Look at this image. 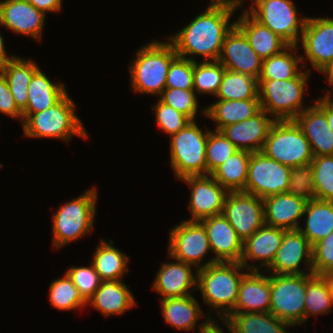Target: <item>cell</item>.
I'll return each mask as SVG.
<instances>
[{
	"label": "cell",
	"mask_w": 333,
	"mask_h": 333,
	"mask_svg": "<svg viewBox=\"0 0 333 333\" xmlns=\"http://www.w3.org/2000/svg\"><path fill=\"white\" fill-rule=\"evenodd\" d=\"M97 189H87L62 204L52 215L53 247L58 249L91 233L96 215Z\"/></svg>",
	"instance_id": "cell-5"
},
{
	"label": "cell",
	"mask_w": 333,
	"mask_h": 333,
	"mask_svg": "<svg viewBox=\"0 0 333 333\" xmlns=\"http://www.w3.org/2000/svg\"><path fill=\"white\" fill-rule=\"evenodd\" d=\"M21 1H25V2L31 3L32 1H36V0H21Z\"/></svg>",
	"instance_id": "cell-58"
},
{
	"label": "cell",
	"mask_w": 333,
	"mask_h": 333,
	"mask_svg": "<svg viewBox=\"0 0 333 333\" xmlns=\"http://www.w3.org/2000/svg\"><path fill=\"white\" fill-rule=\"evenodd\" d=\"M62 1L63 0H36L32 1L31 4L36 7L38 10L46 13L55 12L59 14V11H62Z\"/></svg>",
	"instance_id": "cell-51"
},
{
	"label": "cell",
	"mask_w": 333,
	"mask_h": 333,
	"mask_svg": "<svg viewBox=\"0 0 333 333\" xmlns=\"http://www.w3.org/2000/svg\"><path fill=\"white\" fill-rule=\"evenodd\" d=\"M261 152L289 167L309 164L313 160L309 141L295 120H276Z\"/></svg>",
	"instance_id": "cell-8"
},
{
	"label": "cell",
	"mask_w": 333,
	"mask_h": 333,
	"mask_svg": "<svg viewBox=\"0 0 333 333\" xmlns=\"http://www.w3.org/2000/svg\"><path fill=\"white\" fill-rule=\"evenodd\" d=\"M5 42H4V38L0 33V69L4 66V64L6 62H8L9 60H12L15 56L11 55H7V51L5 49Z\"/></svg>",
	"instance_id": "cell-55"
},
{
	"label": "cell",
	"mask_w": 333,
	"mask_h": 333,
	"mask_svg": "<svg viewBox=\"0 0 333 333\" xmlns=\"http://www.w3.org/2000/svg\"><path fill=\"white\" fill-rule=\"evenodd\" d=\"M204 225L216 262H240L243 241L223 214L200 220Z\"/></svg>",
	"instance_id": "cell-20"
},
{
	"label": "cell",
	"mask_w": 333,
	"mask_h": 333,
	"mask_svg": "<svg viewBox=\"0 0 333 333\" xmlns=\"http://www.w3.org/2000/svg\"><path fill=\"white\" fill-rule=\"evenodd\" d=\"M304 323L309 315H325L332 311L333 298L328 291L324 279L320 275L307 274L305 293Z\"/></svg>",
	"instance_id": "cell-38"
},
{
	"label": "cell",
	"mask_w": 333,
	"mask_h": 333,
	"mask_svg": "<svg viewBox=\"0 0 333 333\" xmlns=\"http://www.w3.org/2000/svg\"><path fill=\"white\" fill-rule=\"evenodd\" d=\"M296 45H288L280 53L263 59L262 69L258 80H288L295 78L301 71L306 68L304 64V56L296 55ZM295 53V55H294Z\"/></svg>",
	"instance_id": "cell-34"
},
{
	"label": "cell",
	"mask_w": 333,
	"mask_h": 333,
	"mask_svg": "<svg viewBox=\"0 0 333 333\" xmlns=\"http://www.w3.org/2000/svg\"><path fill=\"white\" fill-rule=\"evenodd\" d=\"M307 202L288 192L263 199L265 224L287 231L298 230Z\"/></svg>",
	"instance_id": "cell-24"
},
{
	"label": "cell",
	"mask_w": 333,
	"mask_h": 333,
	"mask_svg": "<svg viewBox=\"0 0 333 333\" xmlns=\"http://www.w3.org/2000/svg\"><path fill=\"white\" fill-rule=\"evenodd\" d=\"M328 100L333 103V94L328 98Z\"/></svg>",
	"instance_id": "cell-57"
},
{
	"label": "cell",
	"mask_w": 333,
	"mask_h": 333,
	"mask_svg": "<svg viewBox=\"0 0 333 333\" xmlns=\"http://www.w3.org/2000/svg\"><path fill=\"white\" fill-rule=\"evenodd\" d=\"M309 71L288 80H258L261 109L275 120H294L308 108L303 104Z\"/></svg>",
	"instance_id": "cell-6"
},
{
	"label": "cell",
	"mask_w": 333,
	"mask_h": 333,
	"mask_svg": "<svg viewBox=\"0 0 333 333\" xmlns=\"http://www.w3.org/2000/svg\"><path fill=\"white\" fill-rule=\"evenodd\" d=\"M180 180L186 182L191 189L188 203L191 218L188 221H200L222 214L228 191L210 174L187 176Z\"/></svg>",
	"instance_id": "cell-15"
},
{
	"label": "cell",
	"mask_w": 333,
	"mask_h": 333,
	"mask_svg": "<svg viewBox=\"0 0 333 333\" xmlns=\"http://www.w3.org/2000/svg\"><path fill=\"white\" fill-rule=\"evenodd\" d=\"M222 214L243 242L265 224L263 199L243 191L228 192Z\"/></svg>",
	"instance_id": "cell-13"
},
{
	"label": "cell",
	"mask_w": 333,
	"mask_h": 333,
	"mask_svg": "<svg viewBox=\"0 0 333 333\" xmlns=\"http://www.w3.org/2000/svg\"><path fill=\"white\" fill-rule=\"evenodd\" d=\"M215 97L217 100L259 99L258 79L226 69Z\"/></svg>",
	"instance_id": "cell-37"
},
{
	"label": "cell",
	"mask_w": 333,
	"mask_h": 333,
	"mask_svg": "<svg viewBox=\"0 0 333 333\" xmlns=\"http://www.w3.org/2000/svg\"><path fill=\"white\" fill-rule=\"evenodd\" d=\"M288 193L307 201L316 199L311 163L291 167Z\"/></svg>",
	"instance_id": "cell-44"
},
{
	"label": "cell",
	"mask_w": 333,
	"mask_h": 333,
	"mask_svg": "<svg viewBox=\"0 0 333 333\" xmlns=\"http://www.w3.org/2000/svg\"><path fill=\"white\" fill-rule=\"evenodd\" d=\"M0 113L11 118H17L23 123V114L15 104L14 98L9 90L6 76L0 69Z\"/></svg>",
	"instance_id": "cell-49"
},
{
	"label": "cell",
	"mask_w": 333,
	"mask_h": 333,
	"mask_svg": "<svg viewBox=\"0 0 333 333\" xmlns=\"http://www.w3.org/2000/svg\"><path fill=\"white\" fill-rule=\"evenodd\" d=\"M307 274H270V313L291 327L304 324Z\"/></svg>",
	"instance_id": "cell-10"
},
{
	"label": "cell",
	"mask_w": 333,
	"mask_h": 333,
	"mask_svg": "<svg viewBox=\"0 0 333 333\" xmlns=\"http://www.w3.org/2000/svg\"><path fill=\"white\" fill-rule=\"evenodd\" d=\"M291 167L266 156L263 152H253L248 166V177L243 192L261 199L287 193Z\"/></svg>",
	"instance_id": "cell-12"
},
{
	"label": "cell",
	"mask_w": 333,
	"mask_h": 333,
	"mask_svg": "<svg viewBox=\"0 0 333 333\" xmlns=\"http://www.w3.org/2000/svg\"><path fill=\"white\" fill-rule=\"evenodd\" d=\"M227 318L232 333H289L290 325L270 312L230 313Z\"/></svg>",
	"instance_id": "cell-35"
},
{
	"label": "cell",
	"mask_w": 333,
	"mask_h": 333,
	"mask_svg": "<svg viewBox=\"0 0 333 333\" xmlns=\"http://www.w3.org/2000/svg\"><path fill=\"white\" fill-rule=\"evenodd\" d=\"M287 230L264 224L252 236L243 242V252L240 263L247 271L267 270L273 263L277 250L282 244ZM248 260L260 261L259 266L249 264ZM262 267V268H260Z\"/></svg>",
	"instance_id": "cell-19"
},
{
	"label": "cell",
	"mask_w": 333,
	"mask_h": 333,
	"mask_svg": "<svg viewBox=\"0 0 333 333\" xmlns=\"http://www.w3.org/2000/svg\"><path fill=\"white\" fill-rule=\"evenodd\" d=\"M168 257L196 266V270L216 263L211 258L203 264L206 254L212 252L209 240L200 221L182 220L170 229Z\"/></svg>",
	"instance_id": "cell-11"
},
{
	"label": "cell",
	"mask_w": 333,
	"mask_h": 333,
	"mask_svg": "<svg viewBox=\"0 0 333 333\" xmlns=\"http://www.w3.org/2000/svg\"><path fill=\"white\" fill-rule=\"evenodd\" d=\"M211 316L212 315L209 314L207 319L204 322H201V324L197 327V333H225L223 329H221V327L217 324V322L213 320V316ZM218 318L219 320L221 319L223 321V324H225L228 331L232 333L227 316H218Z\"/></svg>",
	"instance_id": "cell-50"
},
{
	"label": "cell",
	"mask_w": 333,
	"mask_h": 333,
	"mask_svg": "<svg viewBox=\"0 0 333 333\" xmlns=\"http://www.w3.org/2000/svg\"><path fill=\"white\" fill-rule=\"evenodd\" d=\"M313 102L326 114L329 127L333 131V103L322 97Z\"/></svg>",
	"instance_id": "cell-52"
},
{
	"label": "cell",
	"mask_w": 333,
	"mask_h": 333,
	"mask_svg": "<svg viewBox=\"0 0 333 333\" xmlns=\"http://www.w3.org/2000/svg\"><path fill=\"white\" fill-rule=\"evenodd\" d=\"M311 164L316 199L333 201V155L313 157Z\"/></svg>",
	"instance_id": "cell-41"
},
{
	"label": "cell",
	"mask_w": 333,
	"mask_h": 333,
	"mask_svg": "<svg viewBox=\"0 0 333 333\" xmlns=\"http://www.w3.org/2000/svg\"><path fill=\"white\" fill-rule=\"evenodd\" d=\"M66 273L86 302L92 298L102 282L92 263L90 266H72Z\"/></svg>",
	"instance_id": "cell-45"
},
{
	"label": "cell",
	"mask_w": 333,
	"mask_h": 333,
	"mask_svg": "<svg viewBox=\"0 0 333 333\" xmlns=\"http://www.w3.org/2000/svg\"><path fill=\"white\" fill-rule=\"evenodd\" d=\"M294 120L309 141L313 157L333 155V131L326 114L315 103Z\"/></svg>",
	"instance_id": "cell-25"
},
{
	"label": "cell",
	"mask_w": 333,
	"mask_h": 333,
	"mask_svg": "<svg viewBox=\"0 0 333 333\" xmlns=\"http://www.w3.org/2000/svg\"><path fill=\"white\" fill-rule=\"evenodd\" d=\"M235 25L244 33L251 47L261 59L270 58L288 46L282 38L257 21L247 10L240 14Z\"/></svg>",
	"instance_id": "cell-26"
},
{
	"label": "cell",
	"mask_w": 333,
	"mask_h": 333,
	"mask_svg": "<svg viewBox=\"0 0 333 333\" xmlns=\"http://www.w3.org/2000/svg\"><path fill=\"white\" fill-rule=\"evenodd\" d=\"M300 42L305 59L315 70L323 71L333 63V18L308 16Z\"/></svg>",
	"instance_id": "cell-14"
},
{
	"label": "cell",
	"mask_w": 333,
	"mask_h": 333,
	"mask_svg": "<svg viewBox=\"0 0 333 333\" xmlns=\"http://www.w3.org/2000/svg\"><path fill=\"white\" fill-rule=\"evenodd\" d=\"M63 83H55L39 68L32 76L28 86V101L26 109L22 112L23 121L32 113H38L53 107L66 94Z\"/></svg>",
	"instance_id": "cell-28"
},
{
	"label": "cell",
	"mask_w": 333,
	"mask_h": 333,
	"mask_svg": "<svg viewBox=\"0 0 333 333\" xmlns=\"http://www.w3.org/2000/svg\"><path fill=\"white\" fill-rule=\"evenodd\" d=\"M194 61L177 56L170 64L165 88L194 90Z\"/></svg>",
	"instance_id": "cell-47"
},
{
	"label": "cell",
	"mask_w": 333,
	"mask_h": 333,
	"mask_svg": "<svg viewBox=\"0 0 333 333\" xmlns=\"http://www.w3.org/2000/svg\"><path fill=\"white\" fill-rule=\"evenodd\" d=\"M201 110L202 114L215 122V130L219 131L222 127L254 117L262 109L259 99H246L217 100Z\"/></svg>",
	"instance_id": "cell-29"
},
{
	"label": "cell",
	"mask_w": 333,
	"mask_h": 333,
	"mask_svg": "<svg viewBox=\"0 0 333 333\" xmlns=\"http://www.w3.org/2000/svg\"><path fill=\"white\" fill-rule=\"evenodd\" d=\"M252 152L237 150L210 175L228 192L244 191Z\"/></svg>",
	"instance_id": "cell-36"
},
{
	"label": "cell",
	"mask_w": 333,
	"mask_h": 333,
	"mask_svg": "<svg viewBox=\"0 0 333 333\" xmlns=\"http://www.w3.org/2000/svg\"><path fill=\"white\" fill-rule=\"evenodd\" d=\"M249 10L257 21L267 26L288 45L298 46L307 17H298L291 0H251Z\"/></svg>",
	"instance_id": "cell-9"
},
{
	"label": "cell",
	"mask_w": 333,
	"mask_h": 333,
	"mask_svg": "<svg viewBox=\"0 0 333 333\" xmlns=\"http://www.w3.org/2000/svg\"><path fill=\"white\" fill-rule=\"evenodd\" d=\"M87 305L94 307L103 316L123 315L136 306L134 296L122 280L102 281Z\"/></svg>",
	"instance_id": "cell-27"
},
{
	"label": "cell",
	"mask_w": 333,
	"mask_h": 333,
	"mask_svg": "<svg viewBox=\"0 0 333 333\" xmlns=\"http://www.w3.org/2000/svg\"><path fill=\"white\" fill-rule=\"evenodd\" d=\"M209 131L191 121L177 134L169 137L170 166L177 179L187 176L207 175L206 143Z\"/></svg>",
	"instance_id": "cell-7"
},
{
	"label": "cell",
	"mask_w": 333,
	"mask_h": 333,
	"mask_svg": "<svg viewBox=\"0 0 333 333\" xmlns=\"http://www.w3.org/2000/svg\"><path fill=\"white\" fill-rule=\"evenodd\" d=\"M275 119L261 110L254 117L225 127L219 131L238 149L249 152L261 151Z\"/></svg>",
	"instance_id": "cell-21"
},
{
	"label": "cell",
	"mask_w": 333,
	"mask_h": 333,
	"mask_svg": "<svg viewBox=\"0 0 333 333\" xmlns=\"http://www.w3.org/2000/svg\"><path fill=\"white\" fill-rule=\"evenodd\" d=\"M302 262L307 265V267L305 266L307 270L299 268ZM265 272L278 275L313 273L312 246L299 230H288L284 233L283 241L277 250L276 257Z\"/></svg>",
	"instance_id": "cell-16"
},
{
	"label": "cell",
	"mask_w": 333,
	"mask_h": 333,
	"mask_svg": "<svg viewBox=\"0 0 333 333\" xmlns=\"http://www.w3.org/2000/svg\"><path fill=\"white\" fill-rule=\"evenodd\" d=\"M156 124L158 127L167 133L171 137L177 134L181 129L185 128L192 120L184 115L183 113L177 111L171 106L158 100L156 105L153 107Z\"/></svg>",
	"instance_id": "cell-46"
},
{
	"label": "cell",
	"mask_w": 333,
	"mask_h": 333,
	"mask_svg": "<svg viewBox=\"0 0 333 333\" xmlns=\"http://www.w3.org/2000/svg\"><path fill=\"white\" fill-rule=\"evenodd\" d=\"M261 272L247 271L243 276L239 285L236 305L231 313L270 312V274L268 275L265 270L263 274Z\"/></svg>",
	"instance_id": "cell-23"
},
{
	"label": "cell",
	"mask_w": 333,
	"mask_h": 333,
	"mask_svg": "<svg viewBox=\"0 0 333 333\" xmlns=\"http://www.w3.org/2000/svg\"><path fill=\"white\" fill-rule=\"evenodd\" d=\"M177 56L169 40H152L138 49L136 58L128 66L132 90L159 96L165 89L169 66Z\"/></svg>",
	"instance_id": "cell-3"
},
{
	"label": "cell",
	"mask_w": 333,
	"mask_h": 333,
	"mask_svg": "<svg viewBox=\"0 0 333 333\" xmlns=\"http://www.w3.org/2000/svg\"><path fill=\"white\" fill-rule=\"evenodd\" d=\"M67 93L57 104L30 114L22 124L23 134L30 138H54L69 142L77 135L88 139L82 120L76 115V104Z\"/></svg>",
	"instance_id": "cell-4"
},
{
	"label": "cell",
	"mask_w": 333,
	"mask_h": 333,
	"mask_svg": "<svg viewBox=\"0 0 333 333\" xmlns=\"http://www.w3.org/2000/svg\"><path fill=\"white\" fill-rule=\"evenodd\" d=\"M313 274L333 271V231L312 246Z\"/></svg>",
	"instance_id": "cell-48"
},
{
	"label": "cell",
	"mask_w": 333,
	"mask_h": 333,
	"mask_svg": "<svg viewBox=\"0 0 333 333\" xmlns=\"http://www.w3.org/2000/svg\"><path fill=\"white\" fill-rule=\"evenodd\" d=\"M243 2V0H211L209 6H225L237 11V8H240Z\"/></svg>",
	"instance_id": "cell-53"
},
{
	"label": "cell",
	"mask_w": 333,
	"mask_h": 333,
	"mask_svg": "<svg viewBox=\"0 0 333 333\" xmlns=\"http://www.w3.org/2000/svg\"><path fill=\"white\" fill-rule=\"evenodd\" d=\"M49 301L53 307L63 311H75L88 306L66 272L62 278H57L50 283Z\"/></svg>",
	"instance_id": "cell-39"
},
{
	"label": "cell",
	"mask_w": 333,
	"mask_h": 333,
	"mask_svg": "<svg viewBox=\"0 0 333 333\" xmlns=\"http://www.w3.org/2000/svg\"><path fill=\"white\" fill-rule=\"evenodd\" d=\"M197 94L194 90L165 88L159 100L195 121L198 112Z\"/></svg>",
	"instance_id": "cell-43"
},
{
	"label": "cell",
	"mask_w": 333,
	"mask_h": 333,
	"mask_svg": "<svg viewBox=\"0 0 333 333\" xmlns=\"http://www.w3.org/2000/svg\"><path fill=\"white\" fill-rule=\"evenodd\" d=\"M157 271L152 289L162 297L174 298L192 295L197 290V270L192 271V265L182 261L174 260L165 262ZM194 287V288H192Z\"/></svg>",
	"instance_id": "cell-22"
},
{
	"label": "cell",
	"mask_w": 333,
	"mask_h": 333,
	"mask_svg": "<svg viewBox=\"0 0 333 333\" xmlns=\"http://www.w3.org/2000/svg\"><path fill=\"white\" fill-rule=\"evenodd\" d=\"M218 61L227 70L258 79L263 59L256 54L244 33L234 25L225 37Z\"/></svg>",
	"instance_id": "cell-17"
},
{
	"label": "cell",
	"mask_w": 333,
	"mask_h": 333,
	"mask_svg": "<svg viewBox=\"0 0 333 333\" xmlns=\"http://www.w3.org/2000/svg\"><path fill=\"white\" fill-rule=\"evenodd\" d=\"M320 276L324 279V281L327 285L328 291L333 298V271L325 272V273L321 274Z\"/></svg>",
	"instance_id": "cell-56"
},
{
	"label": "cell",
	"mask_w": 333,
	"mask_h": 333,
	"mask_svg": "<svg viewBox=\"0 0 333 333\" xmlns=\"http://www.w3.org/2000/svg\"><path fill=\"white\" fill-rule=\"evenodd\" d=\"M40 67L31 59L15 56L1 68L18 109L23 112L28 101V86L33 74Z\"/></svg>",
	"instance_id": "cell-32"
},
{
	"label": "cell",
	"mask_w": 333,
	"mask_h": 333,
	"mask_svg": "<svg viewBox=\"0 0 333 333\" xmlns=\"http://www.w3.org/2000/svg\"><path fill=\"white\" fill-rule=\"evenodd\" d=\"M237 150L220 131L209 130L206 143L207 175L211 174Z\"/></svg>",
	"instance_id": "cell-42"
},
{
	"label": "cell",
	"mask_w": 333,
	"mask_h": 333,
	"mask_svg": "<svg viewBox=\"0 0 333 333\" xmlns=\"http://www.w3.org/2000/svg\"><path fill=\"white\" fill-rule=\"evenodd\" d=\"M324 75H326V79L328 82V85L331 86L332 90H333V63L328 65L323 71H321ZM329 91V89H327V92L325 94V96L323 95L322 98L328 99L332 94L333 91ZM332 92V93H331Z\"/></svg>",
	"instance_id": "cell-54"
},
{
	"label": "cell",
	"mask_w": 333,
	"mask_h": 333,
	"mask_svg": "<svg viewBox=\"0 0 333 333\" xmlns=\"http://www.w3.org/2000/svg\"><path fill=\"white\" fill-rule=\"evenodd\" d=\"M46 14L31 3L21 0H1L0 26L16 34L31 36L36 41L42 40Z\"/></svg>",
	"instance_id": "cell-18"
},
{
	"label": "cell",
	"mask_w": 333,
	"mask_h": 333,
	"mask_svg": "<svg viewBox=\"0 0 333 333\" xmlns=\"http://www.w3.org/2000/svg\"><path fill=\"white\" fill-rule=\"evenodd\" d=\"M243 269L246 270L240 262H216L197 270L196 287L203 304L219 316H228L235 308L240 282L247 273Z\"/></svg>",
	"instance_id": "cell-2"
},
{
	"label": "cell",
	"mask_w": 333,
	"mask_h": 333,
	"mask_svg": "<svg viewBox=\"0 0 333 333\" xmlns=\"http://www.w3.org/2000/svg\"><path fill=\"white\" fill-rule=\"evenodd\" d=\"M195 298L193 295H188L160 300L165 322L176 330L194 331V328L201 324L198 322L199 318L205 314Z\"/></svg>",
	"instance_id": "cell-30"
},
{
	"label": "cell",
	"mask_w": 333,
	"mask_h": 333,
	"mask_svg": "<svg viewBox=\"0 0 333 333\" xmlns=\"http://www.w3.org/2000/svg\"><path fill=\"white\" fill-rule=\"evenodd\" d=\"M235 11L225 6H208L178 33L166 39L174 45L179 57L195 62L199 55L204 57L203 61H216L227 33L235 25V22L230 23Z\"/></svg>",
	"instance_id": "cell-1"
},
{
	"label": "cell",
	"mask_w": 333,
	"mask_h": 333,
	"mask_svg": "<svg viewBox=\"0 0 333 333\" xmlns=\"http://www.w3.org/2000/svg\"><path fill=\"white\" fill-rule=\"evenodd\" d=\"M304 227L299 231L313 246L333 231V201L310 200L307 202L304 215Z\"/></svg>",
	"instance_id": "cell-31"
},
{
	"label": "cell",
	"mask_w": 333,
	"mask_h": 333,
	"mask_svg": "<svg viewBox=\"0 0 333 333\" xmlns=\"http://www.w3.org/2000/svg\"><path fill=\"white\" fill-rule=\"evenodd\" d=\"M226 69L218 61L194 62L193 86L195 93L212 94L219 90L224 71Z\"/></svg>",
	"instance_id": "cell-40"
},
{
	"label": "cell",
	"mask_w": 333,
	"mask_h": 333,
	"mask_svg": "<svg viewBox=\"0 0 333 333\" xmlns=\"http://www.w3.org/2000/svg\"><path fill=\"white\" fill-rule=\"evenodd\" d=\"M113 243L112 240L107 242L102 239L92 256L91 263L101 281L122 280L128 271L130 257L117 249Z\"/></svg>",
	"instance_id": "cell-33"
}]
</instances>
